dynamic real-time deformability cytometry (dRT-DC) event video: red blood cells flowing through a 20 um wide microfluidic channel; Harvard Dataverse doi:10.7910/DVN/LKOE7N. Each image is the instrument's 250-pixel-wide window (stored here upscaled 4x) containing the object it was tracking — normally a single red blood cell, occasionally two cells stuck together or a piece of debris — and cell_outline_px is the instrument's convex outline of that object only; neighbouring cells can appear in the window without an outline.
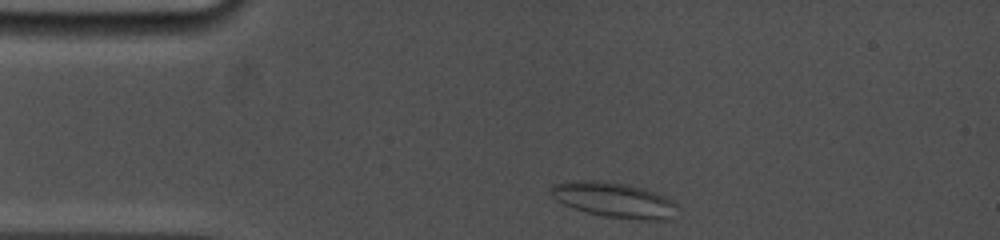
{"species": "common noctule bat (a hibernating species)", "species_latin": "Nyctalus noctula", "temperature_condition": "cold", "stored_images_in_passage": 21, "camera_frame_rate_fps": 5000, "um_per_image_px": 0.085, "animal": {"sex": "female", "body_mass_g": 19.0, "forearm_length_mm": 53.3}, "frame": {"image": 1, "passage_image": 1, "time_ms": 0.0, "image_size_px": [1000, 240], "cell_outline_px": [[676, 204], [668, 220], [636, 220], [604, 216], [588, 212], [564, 204], [556, 200], [552, 196], [548, 188], [552, 184], [572, 180], [600, 180], [628, 184], [644, 188], [656, 192], [672, 200]], "centroid_in_image_um": [52.14, 16.97], "position_along_channel_um": 32.9, "area_um2": 25.89}}
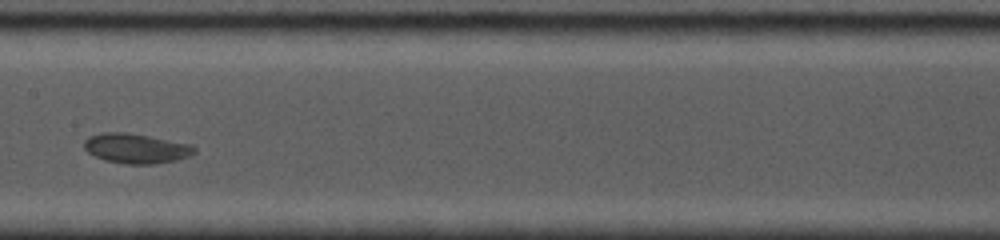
{"frame": {"image": 2, "passage_image": 13, "time_ms": 5.4, "image_size_px": [1000, 240], "cell_outline_px": [[196, 152], [188, 156], [176, 160], [156, 164], [124, 164], [104, 160], [88, 152], [84, 148], [84, 140], [88, 136], [104, 132], [128, 132], [188, 144], [196, 148]], "centroid_in_image_um": [11.53, 12.62], "position_along_channel_um": 195.9, "area_um2": 19.07}}
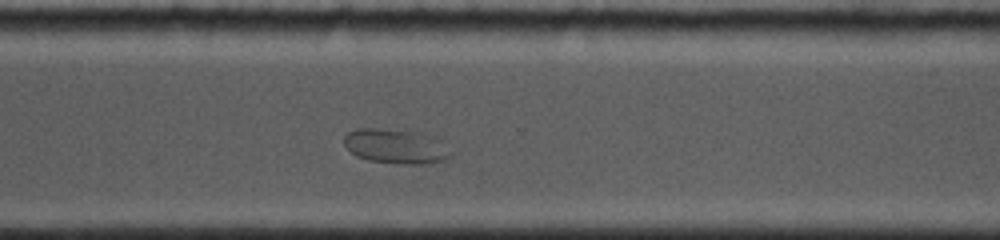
{"frame": {"image": 3, "passage_image": 21, "time_ms": 9.2, "image_size_px": [1000, 240], "cell_outline_px": [[456, 152], [448, 160], [424, 164], [400, 164], [368, 160], [356, 156], [344, 144], [344, 136], [348, 132], [356, 128], [380, 128], [424, 132], [436, 136]], "centroid_in_image_um": [33.76, 12.43], "position_along_channel_um": 336.8, "area_um2": 22.37}}